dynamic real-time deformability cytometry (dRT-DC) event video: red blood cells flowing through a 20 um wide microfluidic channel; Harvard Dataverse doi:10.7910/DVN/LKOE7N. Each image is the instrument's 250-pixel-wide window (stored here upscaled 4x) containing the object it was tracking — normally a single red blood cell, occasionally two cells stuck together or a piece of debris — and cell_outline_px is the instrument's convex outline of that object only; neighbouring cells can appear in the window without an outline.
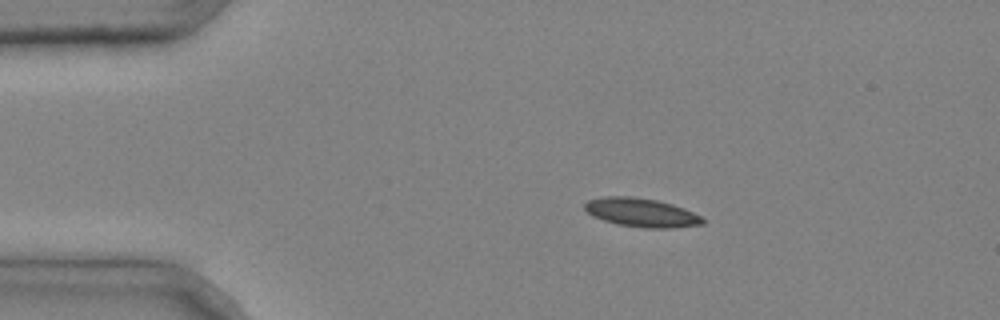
{"species": "common noctule bat (a hibernating species)", "species_latin": "Nyctalus noctula", "temperature_condition": "cold", "stored_images_in_passage": 3, "segment_of_instrument_passage": [1, 2], "camera_frame_rate_fps": 3000, "um_per_image_px": 0.085, "animal": {"sex": "male", "body_mass_g": 20.4}, "frame": {"image": 1, "passage_image": 1, "time_ms": 0.0, "image_size_px": [1000, 320], "cell_outline_px": [[704, 224], [672, 228], [644, 228], [620, 224], [604, 220], [592, 216], [584, 208], [584, 204], [588, 200], [604, 196], [632, 196], [656, 200], [672, 204], [684, 208], [700, 216], [704, 220]], "centroid_in_image_um": [54.51, 18.06], "position_along_channel_um": 30.5, "area_um2": 19.65}}